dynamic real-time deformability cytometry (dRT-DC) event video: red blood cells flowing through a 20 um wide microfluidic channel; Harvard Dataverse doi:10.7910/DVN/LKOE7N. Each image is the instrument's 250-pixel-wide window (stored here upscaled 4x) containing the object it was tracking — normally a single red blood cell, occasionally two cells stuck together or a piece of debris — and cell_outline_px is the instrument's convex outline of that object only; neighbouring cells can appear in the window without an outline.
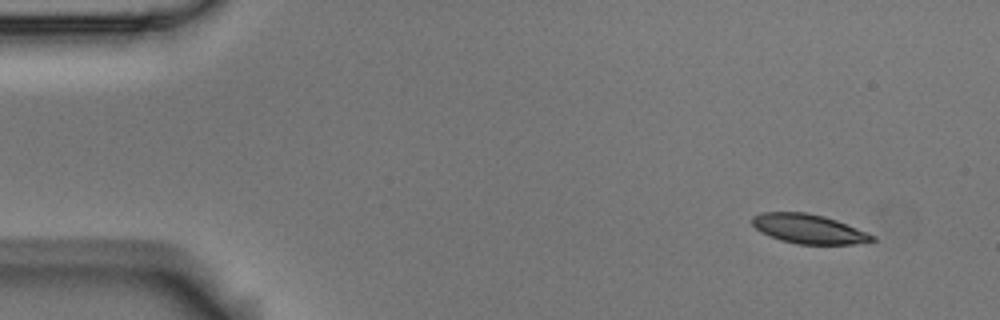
{"species": "Egyptian fruit bat (a non-hibernating species)", "species_latin": "Rousettus aegyptiacus", "temperature_condition": "room temperature", "stored_images_in_passage": 4, "camera_frame_rate_fps": 3000, "um_per_image_px": 0.085, "animal": {"sex": "male"}, "frame": {"image": 1, "passage_image": 1, "time_ms": 0.0, "image_size_px": [1000, 320], "cell_outline_px": [[876, 240], [852, 244], [796, 244], [780, 240], [760, 232], [752, 224], [752, 216], [760, 212], [808, 212], [824, 216], [836, 220], [868, 232], [876, 236]], "centroid_in_image_um": [68.73, 19.45], "position_along_channel_um": 16.3, "area_um2": 20.63}}
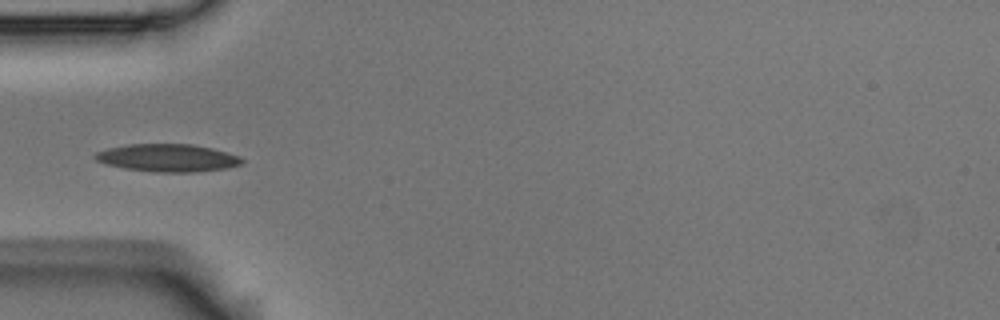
{"frame": {"image": 2, "passage_image": 4, "time_ms": 1.0, "image_size_px": [1000, 320], "cell_outline_px": [[244, 160], [240, 164], [228, 168], [196, 172], [152, 172], [124, 168], [104, 164], [96, 160], [92, 156], [96, 152], [108, 148], [128, 144], [192, 144], [212, 148], [240, 156]], "centroid_in_image_um": [14.23, 13.42], "position_along_channel_um": 70.8, "area_um2": 23.81}}